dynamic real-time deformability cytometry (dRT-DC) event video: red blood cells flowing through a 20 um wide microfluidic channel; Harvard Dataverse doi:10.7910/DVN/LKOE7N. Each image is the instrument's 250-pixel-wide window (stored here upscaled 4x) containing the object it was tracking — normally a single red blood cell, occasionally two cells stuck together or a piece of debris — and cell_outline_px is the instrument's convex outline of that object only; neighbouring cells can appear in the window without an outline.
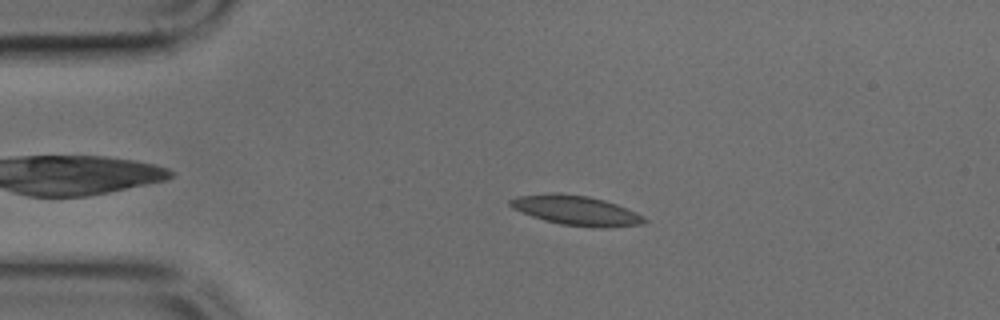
{"species": "common noctule bat (a hibernating species)", "species_latin": "Nyctalus noctula", "temperature_condition": "cold", "stored_images_in_passage": 47, "camera_frame_rate_fps": 3000, "um_per_image_px": 0.085, "animal": {"sex": "male", "body_mass_g": 17.9, "forearm_length_mm": 54.2}, "frame": {"image": 1, "passage_image": 9, "time_ms": 2.667, "image_size_px": [1000, 320], "cell_outline_px": [[648, 220], [644, 224], [608, 228], [600, 228], [560, 224], [544, 220], [532, 216], [512, 208], [508, 204], [508, 200], [516, 196], [552, 192], [560, 192], [588, 196], [604, 200], [616, 204], [636, 212], [644, 216]], "centroid_in_image_um": [48.97, 17.88], "position_along_channel_um": 36.0, "area_um2": 23.47}}
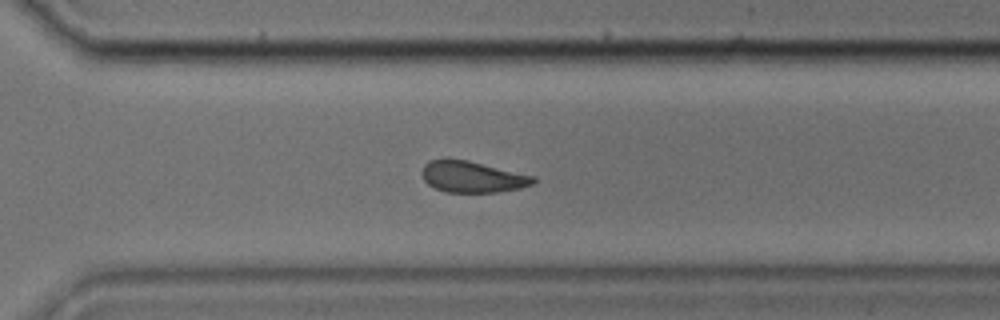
{"frame": {"image": 2, "passage_image": 33, "time_ms": 10.667, "image_size_px": [1000, 320], "cell_outline_px": [[536, 180], [532, 184], [520, 188], [496, 192], [444, 192], [428, 184], [424, 180], [420, 172], [424, 164], [432, 160], [448, 156], [468, 160], [536, 176]], "centroid_in_image_um": [40.11, 15.0], "position_along_channel_um": 330.5, "area_um2": 20.69}}
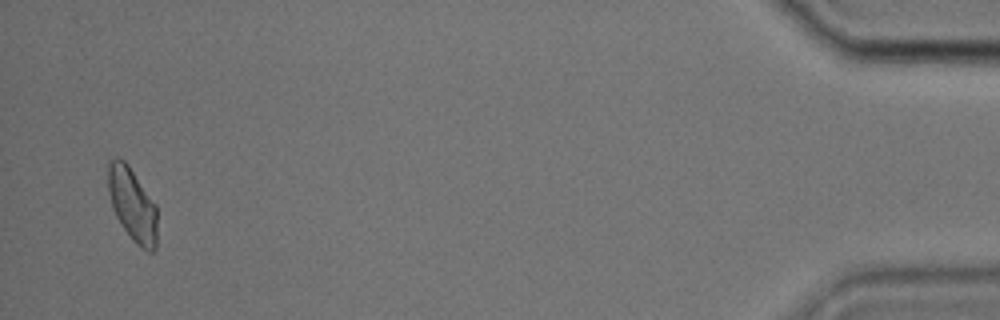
{"frame": {"image": 3, "passage_image": 46, "time_ms": 15.0, "image_size_px": [1000, 320], "cell_outline_px": [[156, 248], [152, 252], [148, 252], [140, 248], [132, 240], [116, 216], [112, 208], [108, 192], [108, 164], [116, 156], [124, 160], [128, 164], [156, 204]], "centroid_in_image_um": [11.25, 17.39], "position_along_channel_um": 423.9, "area_um2": 21.04}}